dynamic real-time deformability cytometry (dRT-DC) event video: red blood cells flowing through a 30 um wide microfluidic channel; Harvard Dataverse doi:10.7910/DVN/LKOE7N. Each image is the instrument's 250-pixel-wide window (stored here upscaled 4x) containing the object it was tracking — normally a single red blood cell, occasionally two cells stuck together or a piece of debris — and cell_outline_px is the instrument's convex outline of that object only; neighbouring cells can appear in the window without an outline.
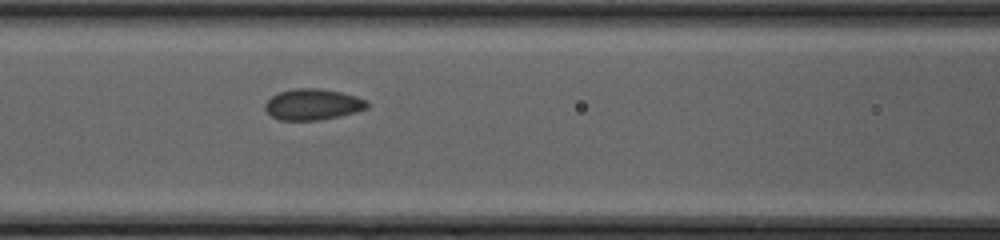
{"species": "common noctule bat (a hibernating species)", "species_latin": "Nyctalus noctula", "temperature_condition": "cold", "stored_images_in_passage": 15, "camera_frame_rate_fps": 3000, "um_per_image_px": 0.085, "animal": {"sex": "female", "body_mass_g": 20.0, "forearm_length_mm": 54.0}, "frame": {"image": 1, "passage_image": 11, "time_ms": 3.333, "image_size_px": [1000, 240], "cell_outline_px": [[368, 108], [356, 112], [340, 116], [320, 120], [280, 120], [272, 116], [264, 108], [264, 104], [272, 96], [280, 92], [296, 88], [320, 88], [340, 92], [356, 96], [364, 100], [368, 104]], "centroid_in_image_um": [26.58, 8.88], "position_along_channel_um": 140.0, "area_um2": 18.38}}